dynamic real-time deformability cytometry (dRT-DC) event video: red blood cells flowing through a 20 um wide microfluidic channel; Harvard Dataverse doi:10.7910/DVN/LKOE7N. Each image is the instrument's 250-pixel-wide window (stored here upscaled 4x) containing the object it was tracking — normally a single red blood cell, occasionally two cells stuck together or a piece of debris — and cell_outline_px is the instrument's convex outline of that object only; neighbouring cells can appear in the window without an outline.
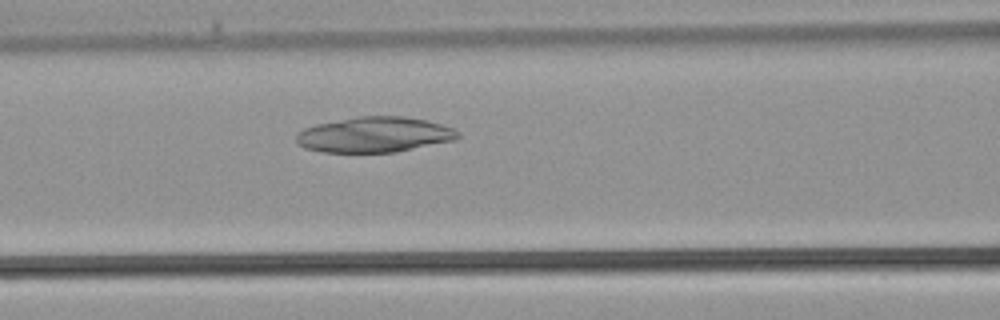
{"species": "common noctule bat (a hibernating species)", "species_latin": "Nyctalus noctula", "temperature_condition": "warm", "stored_images_in_passage": 34, "camera_frame_rate_fps": 3000, "um_per_image_px": 0.085, "animal": {"sex": "male", "body_mass_g": 21.5, "forearm_length_mm": 52.0}, "frame": {"image": 1, "passage_image": 12, "time_ms": 3.667, "image_size_px": [1000, 320], "cell_outline_px": [[460, 136], [456, 140], [396, 152], [320, 152], [304, 148], [296, 144], [296, 132], [304, 128], [316, 124], [360, 116], [404, 116], [424, 120], [440, 124], [452, 128], [460, 132]], "centroid_in_image_um": [31.8, 11.45], "position_along_channel_um": 134.8, "area_um2": 33.47}}
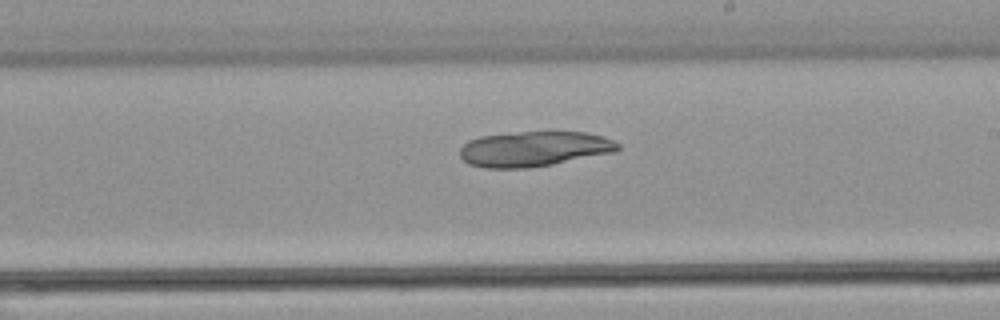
{"frame": {"image": 2, "passage_image": 18, "time_ms": 5.667, "image_size_px": [1000, 320], "cell_outline_px": [[620, 148], [616, 152], [552, 164], [528, 168], [484, 168], [468, 164], [460, 156], [460, 148], [468, 140], [480, 136], [520, 132], [584, 132], [604, 136], [620, 144]], "centroid_in_image_um": [45.39, 12.66], "position_along_channel_um": 243.6, "area_um2": 32.43}}
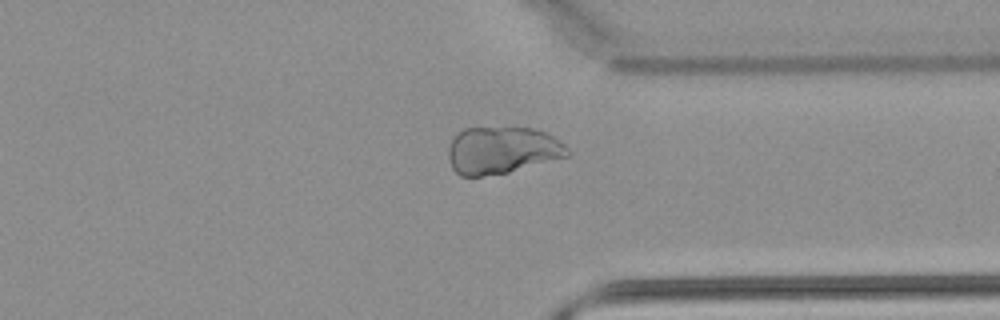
{"frame": {"image": 3, "passage_image": 25, "time_ms": 8.0, "image_size_px": [1000, 320], "cell_outline_px": [[572, 152], [568, 156], [508, 172], [480, 176], [460, 176], [452, 168], [448, 156], [448, 148], [452, 140], [464, 128], [532, 128], [544, 132], [552, 136], [564, 144]], "centroid_in_image_um": [42.68, 12.78], "position_along_channel_um": 368.7, "area_um2": 32.43}}